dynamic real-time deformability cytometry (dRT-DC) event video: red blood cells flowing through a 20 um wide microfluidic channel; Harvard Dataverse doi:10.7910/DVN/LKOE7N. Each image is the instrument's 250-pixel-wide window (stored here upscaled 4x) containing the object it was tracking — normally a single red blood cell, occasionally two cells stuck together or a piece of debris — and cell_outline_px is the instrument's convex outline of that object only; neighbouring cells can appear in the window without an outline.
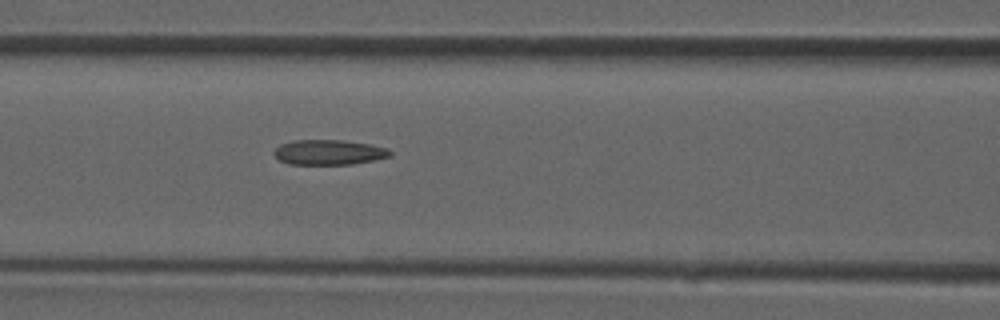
{"species": "common noctule bat (a hibernating species)", "species_latin": "Nyctalus noctula", "temperature_condition": "room temperature", "stored_images_in_passage": 26, "camera_frame_rate_fps": 3000, "um_per_image_px": 0.085, "animal": {"sex": "male", "forearm_length_mm": 52.5}, "frame": {"image": 1, "passage_image": 8, "time_ms": 2.333, "image_size_px": [1000, 320], "cell_outline_px": [[392, 156], [376, 160], [352, 164], [288, 164], [280, 160], [272, 152], [280, 144], [292, 140], [344, 140], [368, 144], [388, 148], [392, 152]], "centroid_in_image_um": [27.97, 12.94], "position_along_channel_um": 138.6, "area_um2": 17.05}}